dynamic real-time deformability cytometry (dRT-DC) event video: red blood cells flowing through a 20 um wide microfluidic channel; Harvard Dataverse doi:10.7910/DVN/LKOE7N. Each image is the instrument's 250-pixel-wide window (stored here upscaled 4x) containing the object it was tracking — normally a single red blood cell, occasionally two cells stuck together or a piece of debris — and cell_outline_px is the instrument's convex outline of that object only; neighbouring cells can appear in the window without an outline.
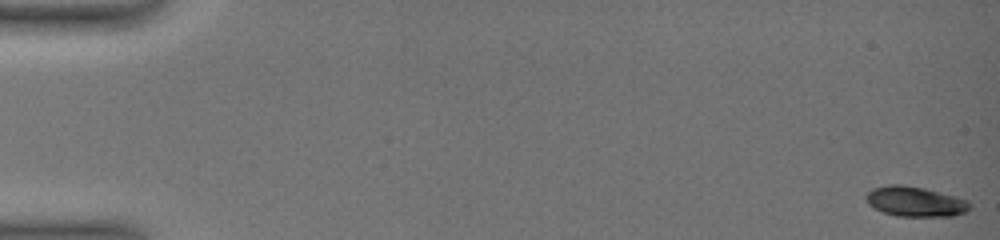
{"species": "common noctule bat (a hibernating species)", "species_latin": "Nyctalus noctula", "temperature_condition": "warm", "stored_images_in_passage": 58, "camera_frame_rate_fps": 3000, "um_per_image_px": 0.085, "animal": {"sex": "female", "body_mass_g": 19.0, "forearm_length_mm": 51.5}, "frame": {"image": 1, "passage_image": 1, "time_ms": 0.0, "image_size_px": [1000, 240], "cell_outline_px": [[972, 208], [968, 212], [952, 216], [896, 216], [872, 208], [868, 204], [864, 196], [872, 188], [888, 184], [904, 184], [924, 188], [968, 200], [972, 204]], "centroid_in_image_um": [77.79, 17.13], "position_along_channel_um": 7.2, "area_um2": 18.44}}
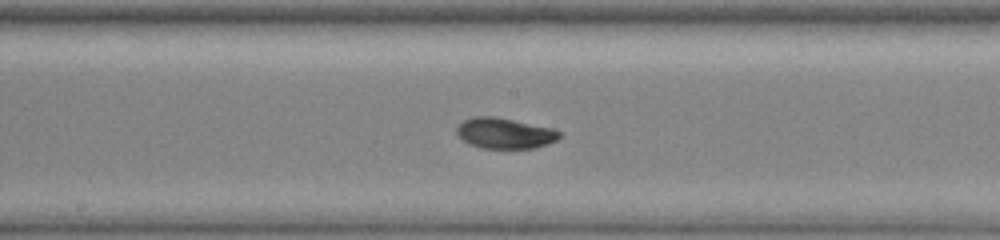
{"frame": {"image": 2, "passage_image": 30, "time_ms": 10.333, "image_size_px": [1000, 240], "cell_outline_px": [[560, 136], [556, 140], [548, 144], [536, 148], [480, 148], [468, 144], [456, 132], [456, 128], [464, 120], [472, 116], [496, 116], [556, 128], [560, 132]], "centroid_in_image_um": [42.93, 11.31], "position_along_channel_um": 205.3, "area_um2": 18.61}}
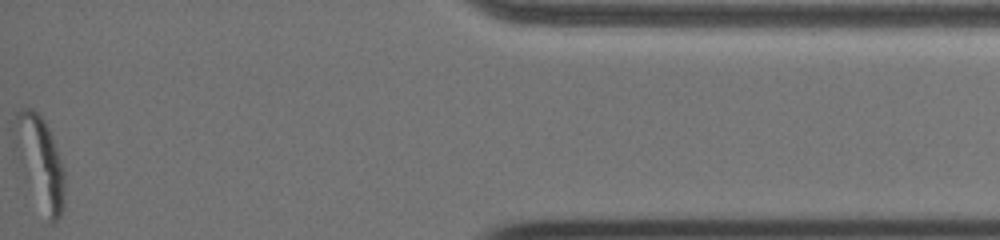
{"frame": {"image": 3, "passage_image": 58, "time_ms": 18.0, "image_size_px": [1000, 240], "cell_outline_px": [[64, 204], [60, 216], [52, 224], [48, 224], [16, 120], [16, 112], [20, 108], [32, 108], [44, 120], [48, 128], [56, 148], [64, 172]], "centroid_in_image_um": [3.65, 13.76], "position_along_channel_um": 431.6, "area_um2": 21.79}, "authors_computed_cell_mechanics": {"area_um2": 18.3804, "velocity_mm_per_s": 3.6375, "shape_relaxation_time_tau1_ms": 7.6534, "shape_relaxation_time_tau2_ms": 1.3519, "deformation_change_tau1": 0.2516, "deformation_change_tau2": 0.0362}}